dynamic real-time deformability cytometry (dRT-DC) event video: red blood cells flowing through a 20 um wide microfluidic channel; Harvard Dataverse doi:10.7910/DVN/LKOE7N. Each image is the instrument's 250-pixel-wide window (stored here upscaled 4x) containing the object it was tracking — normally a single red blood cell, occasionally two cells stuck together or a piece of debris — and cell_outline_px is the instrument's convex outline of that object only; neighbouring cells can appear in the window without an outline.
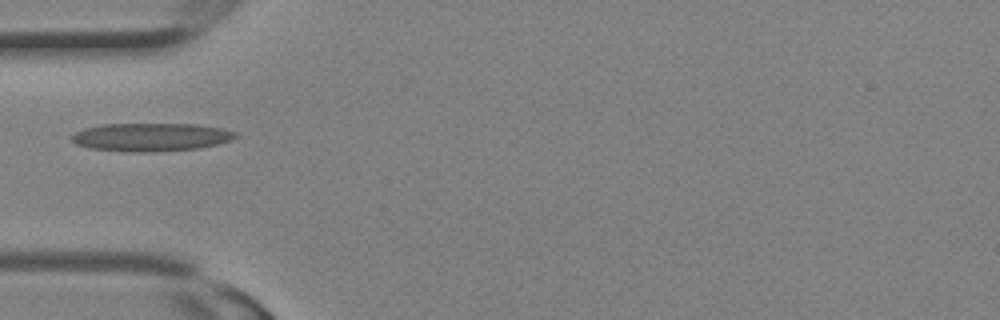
{"species": "Egyptian fruit bat (a non-hibernating species)", "species_latin": "Rousettus aegyptiacus", "temperature_condition": "room temperature", "stored_images_in_passage": 20, "camera_frame_rate_fps": 3000, "um_per_image_px": 0.085, "animal": {"sex": "female"}, "frame": {"image": 1, "passage_image": 1, "time_ms": 0.0, "image_size_px": [1000, 320], "cell_outline_px": [[236, 136], [232, 140], [216, 144], [196, 148], [152, 152], [128, 152], [92, 148], [76, 144], [72, 140], [72, 136], [76, 132], [84, 128], [100, 124], [196, 124], [224, 128], [236, 132]], "centroid_in_image_um": [12.84, 11.64], "position_along_channel_um": 72.2, "area_um2": 26.82}}
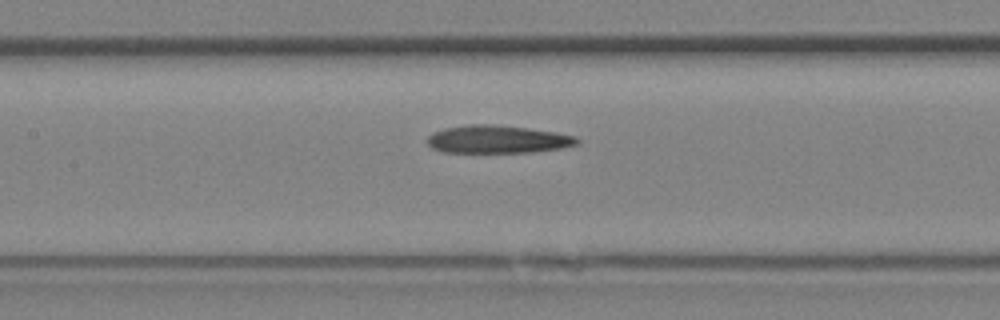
{"frame": {"image": 2, "passage_image": 5, "time_ms": 1.333, "image_size_px": [1000, 320], "cell_outline_px": [[580, 144], [564, 148], [532, 152], [444, 152], [432, 148], [428, 144], [428, 136], [432, 132], [444, 128], [468, 124], [492, 124], [528, 128], [556, 132], [576, 136], [580, 140]], "centroid_in_image_um": [42.33, 11.84], "position_along_channel_um": 165.1, "area_um2": 24.51}}
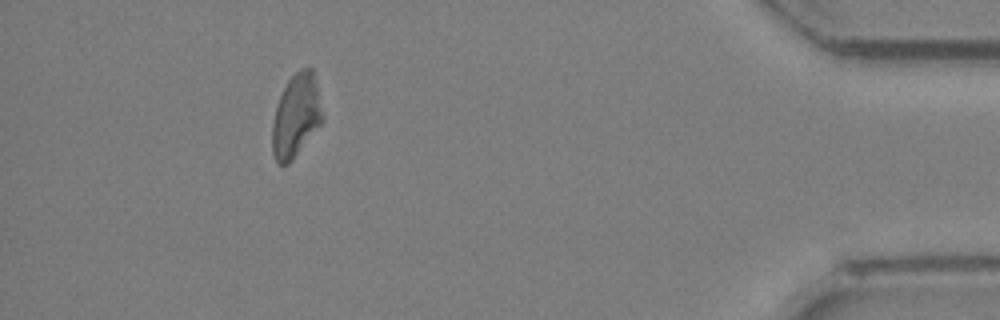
{"frame": {"image": 3, "passage_image": 18, "time_ms": 5.667, "image_size_px": [1000, 320], "cell_outline_px": [[324, 120], [292, 160], [288, 164], [280, 164], [276, 160], [272, 152], [272, 124], [276, 108], [280, 96], [288, 80], [300, 68], [312, 68], [324, 116]], "centroid_in_image_um": [25.17, 9.85], "position_along_channel_um": 410.0, "area_um2": 24.04}}